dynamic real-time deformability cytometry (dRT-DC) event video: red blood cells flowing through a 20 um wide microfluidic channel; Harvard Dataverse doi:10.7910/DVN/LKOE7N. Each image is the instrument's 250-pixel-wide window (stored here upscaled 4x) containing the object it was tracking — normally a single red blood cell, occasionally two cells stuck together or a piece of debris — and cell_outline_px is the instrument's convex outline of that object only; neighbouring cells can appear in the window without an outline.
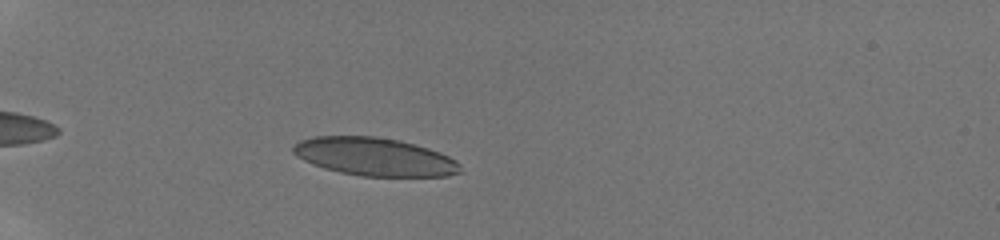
{"species": "human", "species_latin": "Homo sapiens", "temperature_condition": "room temperature", "stored_images_in_passage": 6, "camera_frame_rate_fps": 3000, "um_per_image_px": 0.085, "donor": {"sex": "male"}, "frame": {"image": 1, "passage_image": 3, "time_ms": 1.333, "image_size_px": [1000, 240], "cell_outline_px": [[464, 172], [448, 176], [360, 176], [340, 172], [324, 168], [312, 164], [296, 156], [292, 152], [292, 148], [300, 140], [316, 136], [376, 136], [400, 140], [428, 148], [440, 152], [456, 160], [460, 164]], "centroid_in_image_um": [31.87, 13.33], "position_along_channel_um": 53.1, "area_um2": 37.28}}
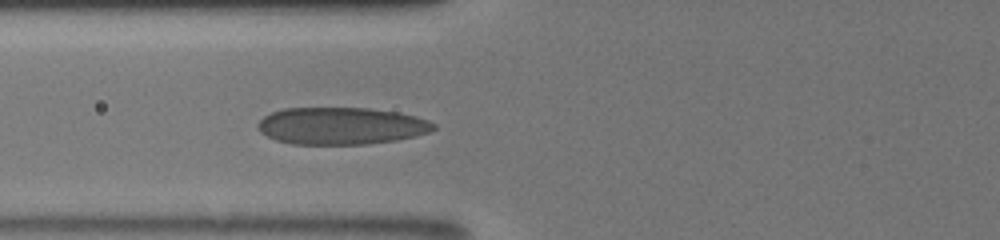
{"frame": {"image": 2, "passage_image": 6, "time_ms": 3.333, "image_size_px": [1000, 240], "cell_outline_px": [[436, 128], [428, 132], [416, 136], [396, 140], [368, 144], [292, 144], [276, 140], [260, 132], [256, 128], [256, 124], [264, 116], [272, 112], [284, 108], [368, 108], [396, 112], [416, 116], [428, 120], [436, 124]], "centroid_in_image_um": [28.99, 10.7], "position_along_channel_um": 96.8, "area_um2": 38.15}}